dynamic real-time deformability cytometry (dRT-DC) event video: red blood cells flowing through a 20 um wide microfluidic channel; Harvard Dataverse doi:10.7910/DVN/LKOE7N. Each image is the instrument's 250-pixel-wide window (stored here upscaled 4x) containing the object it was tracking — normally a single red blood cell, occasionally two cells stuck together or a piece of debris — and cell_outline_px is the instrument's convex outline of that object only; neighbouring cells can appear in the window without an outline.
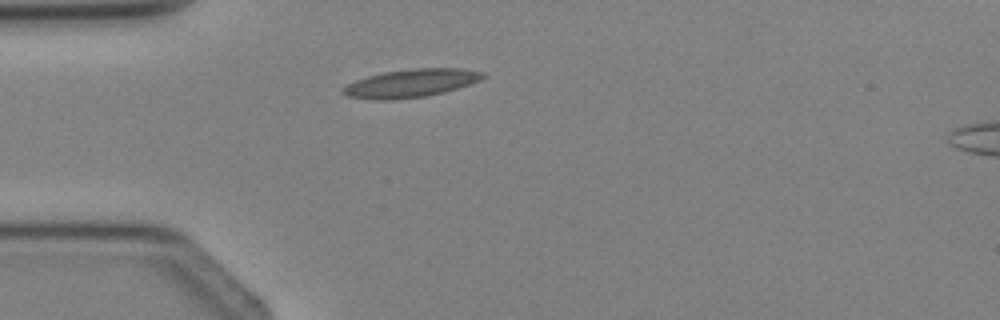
{"species": "Egyptian fruit bat (a non-hibernating species)", "species_latin": "Rousettus aegyptiacus", "temperature_condition": "cold", "stored_images_in_passage": 1, "camera_frame_rate_fps": 3000, "um_per_image_px": 0.085, "animal": {"sex": "female"}, "frame": {"image": 1, "passage_image": 1, "time_ms": 0.0, "image_size_px": [1000, 320], "cell_outline_px": [[484, 76], [480, 80], [444, 92], [424, 96], [392, 100], [376, 100], [348, 96], [340, 92], [348, 84], [356, 80], [368, 76], [384, 72], [412, 68], [460, 68], [484, 72]], "centroid_in_image_um": [34.91, 7.07], "position_along_channel_um": 50.1, "area_um2": 22.66}}